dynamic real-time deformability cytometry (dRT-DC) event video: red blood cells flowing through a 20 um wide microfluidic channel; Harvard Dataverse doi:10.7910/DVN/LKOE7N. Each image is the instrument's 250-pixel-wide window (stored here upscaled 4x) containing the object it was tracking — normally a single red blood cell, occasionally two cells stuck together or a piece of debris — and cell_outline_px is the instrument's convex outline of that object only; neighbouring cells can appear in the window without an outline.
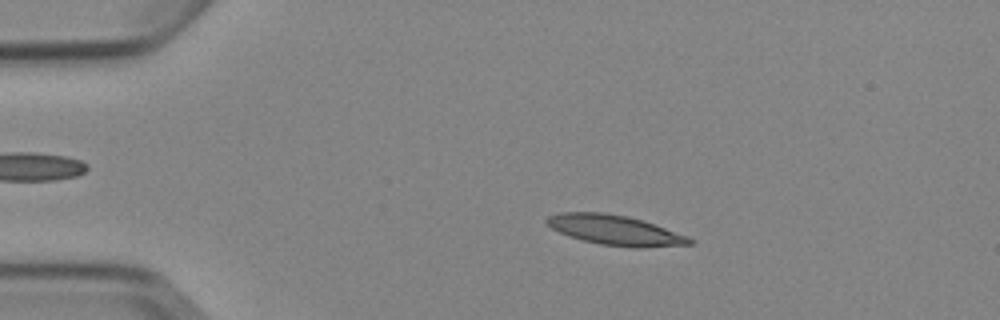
{"species": "Egyptian fruit bat (a non-hibernating species)", "species_latin": "Rousettus aegyptiacus", "temperature_condition": "cold", "stored_images_in_passage": 8, "camera_frame_rate_fps": 3000, "um_per_image_px": 0.085, "animal": {"sex": "female"}, "frame": {"image": 1, "passage_image": 4, "time_ms": 3.333, "image_size_px": [1000, 320], "cell_outline_px": [[692, 244], [644, 248], [632, 248], [600, 244], [568, 236], [552, 228], [544, 220], [548, 216], [560, 212], [604, 212], [628, 216], [644, 220], [688, 236], [692, 240]], "centroid_in_image_um": [52.29, 19.56], "position_along_channel_um": 32.7, "area_um2": 25.03}}
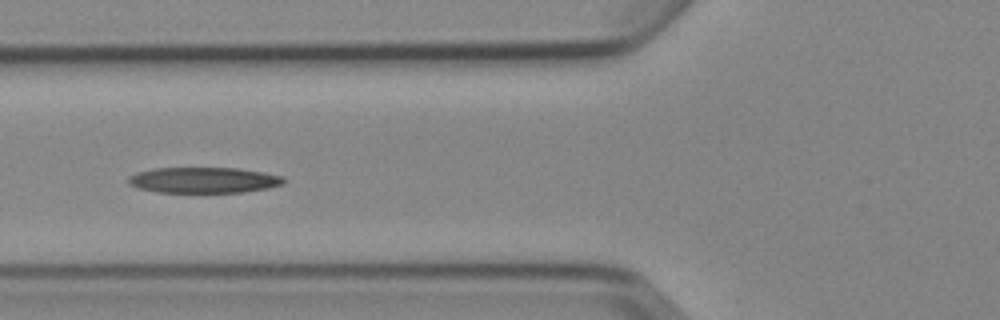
{"frame": {"image": 2, "passage_image": 6, "time_ms": 6.667, "image_size_px": [1000, 320], "cell_outline_px": [[284, 184], [268, 188], [244, 192], [156, 192], [140, 188], [128, 184], [128, 176], [136, 172], [152, 168], [236, 168], [264, 172], [284, 176]], "centroid_in_image_um": [17.31, 15.3], "position_along_channel_um": 108.5, "area_um2": 23.41}}
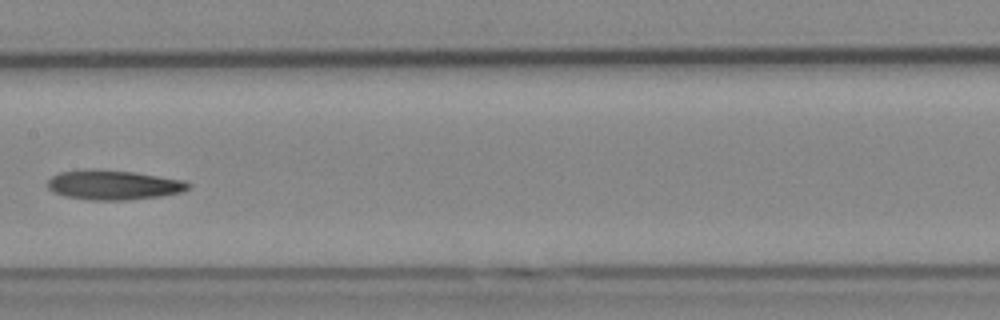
{"frame": {"image": 3, "passage_image": 8, "time_ms": 9.0, "image_size_px": [1000, 320], "cell_outline_px": [[192, 184], [184, 192], [164, 196], [128, 200], [88, 200], [64, 196], [52, 192], [48, 188], [48, 180], [52, 176], [60, 172], [84, 168], [96, 168], [136, 172], [184, 180]], "centroid_in_image_um": [9.65, 15.71], "position_along_channel_um": 197.7, "area_um2": 24.91}}